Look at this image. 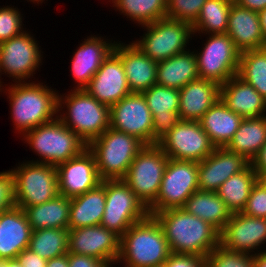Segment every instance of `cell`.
<instances>
[{
  "mask_svg": "<svg viewBox=\"0 0 266 267\" xmlns=\"http://www.w3.org/2000/svg\"><path fill=\"white\" fill-rule=\"evenodd\" d=\"M154 216L173 254L206 257L220 244V232L215 227L183 208L166 209Z\"/></svg>",
  "mask_w": 266,
  "mask_h": 267,
  "instance_id": "obj_1",
  "label": "cell"
},
{
  "mask_svg": "<svg viewBox=\"0 0 266 267\" xmlns=\"http://www.w3.org/2000/svg\"><path fill=\"white\" fill-rule=\"evenodd\" d=\"M10 101L11 119L22 136L57 118L58 92L42 82L12 83L4 90Z\"/></svg>",
  "mask_w": 266,
  "mask_h": 267,
  "instance_id": "obj_2",
  "label": "cell"
},
{
  "mask_svg": "<svg viewBox=\"0 0 266 267\" xmlns=\"http://www.w3.org/2000/svg\"><path fill=\"white\" fill-rule=\"evenodd\" d=\"M171 251L161 224L154 215L134 223L120 237L117 263L123 267H153L162 265Z\"/></svg>",
  "mask_w": 266,
  "mask_h": 267,
  "instance_id": "obj_3",
  "label": "cell"
},
{
  "mask_svg": "<svg viewBox=\"0 0 266 267\" xmlns=\"http://www.w3.org/2000/svg\"><path fill=\"white\" fill-rule=\"evenodd\" d=\"M63 95L58 94L57 118L87 145L110 127V107L92 97L85 89H72Z\"/></svg>",
  "mask_w": 266,
  "mask_h": 267,
  "instance_id": "obj_4",
  "label": "cell"
},
{
  "mask_svg": "<svg viewBox=\"0 0 266 267\" xmlns=\"http://www.w3.org/2000/svg\"><path fill=\"white\" fill-rule=\"evenodd\" d=\"M145 146L137 137L108 128L92 140L87 148L93 153L101 180L123 179Z\"/></svg>",
  "mask_w": 266,
  "mask_h": 267,
  "instance_id": "obj_5",
  "label": "cell"
},
{
  "mask_svg": "<svg viewBox=\"0 0 266 267\" xmlns=\"http://www.w3.org/2000/svg\"><path fill=\"white\" fill-rule=\"evenodd\" d=\"M23 139L41 158L30 162L53 166L66 162L87 148V144L58 118L27 131Z\"/></svg>",
  "mask_w": 266,
  "mask_h": 267,
  "instance_id": "obj_6",
  "label": "cell"
},
{
  "mask_svg": "<svg viewBox=\"0 0 266 267\" xmlns=\"http://www.w3.org/2000/svg\"><path fill=\"white\" fill-rule=\"evenodd\" d=\"M168 159L158 144L145 145L122 179L146 208L157 198Z\"/></svg>",
  "mask_w": 266,
  "mask_h": 267,
  "instance_id": "obj_7",
  "label": "cell"
},
{
  "mask_svg": "<svg viewBox=\"0 0 266 267\" xmlns=\"http://www.w3.org/2000/svg\"><path fill=\"white\" fill-rule=\"evenodd\" d=\"M143 27L147 31L133 43L156 62L189 50L186 47L194 34L191 24L169 18L159 19Z\"/></svg>",
  "mask_w": 266,
  "mask_h": 267,
  "instance_id": "obj_8",
  "label": "cell"
},
{
  "mask_svg": "<svg viewBox=\"0 0 266 267\" xmlns=\"http://www.w3.org/2000/svg\"><path fill=\"white\" fill-rule=\"evenodd\" d=\"M11 169L15 176L16 206L22 208L43 204L58 194V176L56 166L21 162Z\"/></svg>",
  "mask_w": 266,
  "mask_h": 267,
  "instance_id": "obj_9",
  "label": "cell"
},
{
  "mask_svg": "<svg viewBox=\"0 0 266 267\" xmlns=\"http://www.w3.org/2000/svg\"><path fill=\"white\" fill-rule=\"evenodd\" d=\"M199 190L198 162L168 159L156 200L147 208L150 215L166 209L182 208Z\"/></svg>",
  "mask_w": 266,
  "mask_h": 267,
  "instance_id": "obj_10",
  "label": "cell"
},
{
  "mask_svg": "<svg viewBox=\"0 0 266 267\" xmlns=\"http://www.w3.org/2000/svg\"><path fill=\"white\" fill-rule=\"evenodd\" d=\"M105 210L100 223L120 237L149 213L135 193L122 180H105Z\"/></svg>",
  "mask_w": 266,
  "mask_h": 267,
  "instance_id": "obj_11",
  "label": "cell"
},
{
  "mask_svg": "<svg viewBox=\"0 0 266 267\" xmlns=\"http://www.w3.org/2000/svg\"><path fill=\"white\" fill-rule=\"evenodd\" d=\"M202 51H194L200 79L223 85L238 75L240 52L225 34H209Z\"/></svg>",
  "mask_w": 266,
  "mask_h": 267,
  "instance_id": "obj_12",
  "label": "cell"
},
{
  "mask_svg": "<svg viewBox=\"0 0 266 267\" xmlns=\"http://www.w3.org/2000/svg\"><path fill=\"white\" fill-rule=\"evenodd\" d=\"M158 145L168 158L180 161L201 162L215 149L200 122L190 120H180Z\"/></svg>",
  "mask_w": 266,
  "mask_h": 267,
  "instance_id": "obj_13",
  "label": "cell"
},
{
  "mask_svg": "<svg viewBox=\"0 0 266 267\" xmlns=\"http://www.w3.org/2000/svg\"><path fill=\"white\" fill-rule=\"evenodd\" d=\"M38 45L34 36L26 30L2 42L0 44V74L9 75L8 77H12L15 83L30 82V79L27 81L28 78L33 76V73L35 74L43 60Z\"/></svg>",
  "mask_w": 266,
  "mask_h": 267,
  "instance_id": "obj_14",
  "label": "cell"
},
{
  "mask_svg": "<svg viewBox=\"0 0 266 267\" xmlns=\"http://www.w3.org/2000/svg\"><path fill=\"white\" fill-rule=\"evenodd\" d=\"M110 128L152 145L153 116L142 93H130L110 106Z\"/></svg>",
  "mask_w": 266,
  "mask_h": 267,
  "instance_id": "obj_15",
  "label": "cell"
},
{
  "mask_svg": "<svg viewBox=\"0 0 266 267\" xmlns=\"http://www.w3.org/2000/svg\"><path fill=\"white\" fill-rule=\"evenodd\" d=\"M120 252V236L102 225L69 229L68 253L88 255L115 264Z\"/></svg>",
  "mask_w": 266,
  "mask_h": 267,
  "instance_id": "obj_16",
  "label": "cell"
},
{
  "mask_svg": "<svg viewBox=\"0 0 266 267\" xmlns=\"http://www.w3.org/2000/svg\"><path fill=\"white\" fill-rule=\"evenodd\" d=\"M60 195L73 198L101 184L93 153L84 149L79 155L56 166Z\"/></svg>",
  "mask_w": 266,
  "mask_h": 267,
  "instance_id": "obj_17",
  "label": "cell"
},
{
  "mask_svg": "<svg viewBox=\"0 0 266 267\" xmlns=\"http://www.w3.org/2000/svg\"><path fill=\"white\" fill-rule=\"evenodd\" d=\"M266 242V218L232 213L220 232V245L231 251L256 255ZM254 252V254H253Z\"/></svg>",
  "mask_w": 266,
  "mask_h": 267,
  "instance_id": "obj_18",
  "label": "cell"
},
{
  "mask_svg": "<svg viewBox=\"0 0 266 267\" xmlns=\"http://www.w3.org/2000/svg\"><path fill=\"white\" fill-rule=\"evenodd\" d=\"M84 89L109 107L131 93L121 59L113 51Z\"/></svg>",
  "mask_w": 266,
  "mask_h": 267,
  "instance_id": "obj_19",
  "label": "cell"
},
{
  "mask_svg": "<svg viewBox=\"0 0 266 267\" xmlns=\"http://www.w3.org/2000/svg\"><path fill=\"white\" fill-rule=\"evenodd\" d=\"M249 164L238 153L226 147H215L208 157L198 162L199 190L217 192L228 178L243 171Z\"/></svg>",
  "mask_w": 266,
  "mask_h": 267,
  "instance_id": "obj_20",
  "label": "cell"
},
{
  "mask_svg": "<svg viewBox=\"0 0 266 267\" xmlns=\"http://www.w3.org/2000/svg\"><path fill=\"white\" fill-rule=\"evenodd\" d=\"M142 94L153 116L152 144H158L180 121L179 90L155 84Z\"/></svg>",
  "mask_w": 266,
  "mask_h": 267,
  "instance_id": "obj_21",
  "label": "cell"
},
{
  "mask_svg": "<svg viewBox=\"0 0 266 267\" xmlns=\"http://www.w3.org/2000/svg\"><path fill=\"white\" fill-rule=\"evenodd\" d=\"M117 41L113 52L121 59L131 93H143L157 84V65L145 55L133 42L129 44Z\"/></svg>",
  "mask_w": 266,
  "mask_h": 267,
  "instance_id": "obj_22",
  "label": "cell"
},
{
  "mask_svg": "<svg viewBox=\"0 0 266 267\" xmlns=\"http://www.w3.org/2000/svg\"><path fill=\"white\" fill-rule=\"evenodd\" d=\"M86 38L76 49L71 60L72 78L77 83L73 89H84L89 84L103 61L112 53L116 42L105 41V37H96L92 34Z\"/></svg>",
  "mask_w": 266,
  "mask_h": 267,
  "instance_id": "obj_23",
  "label": "cell"
},
{
  "mask_svg": "<svg viewBox=\"0 0 266 267\" xmlns=\"http://www.w3.org/2000/svg\"><path fill=\"white\" fill-rule=\"evenodd\" d=\"M226 34L240 53L266 48L259 13L232 3Z\"/></svg>",
  "mask_w": 266,
  "mask_h": 267,
  "instance_id": "obj_24",
  "label": "cell"
},
{
  "mask_svg": "<svg viewBox=\"0 0 266 267\" xmlns=\"http://www.w3.org/2000/svg\"><path fill=\"white\" fill-rule=\"evenodd\" d=\"M32 228L22 208L0 213V260H14L29 246Z\"/></svg>",
  "mask_w": 266,
  "mask_h": 267,
  "instance_id": "obj_25",
  "label": "cell"
},
{
  "mask_svg": "<svg viewBox=\"0 0 266 267\" xmlns=\"http://www.w3.org/2000/svg\"><path fill=\"white\" fill-rule=\"evenodd\" d=\"M220 99L231 111L243 118L266 115V99L238 75L220 86Z\"/></svg>",
  "mask_w": 266,
  "mask_h": 267,
  "instance_id": "obj_26",
  "label": "cell"
},
{
  "mask_svg": "<svg viewBox=\"0 0 266 267\" xmlns=\"http://www.w3.org/2000/svg\"><path fill=\"white\" fill-rule=\"evenodd\" d=\"M220 99V85L197 79L179 90L180 120L199 121L202 116Z\"/></svg>",
  "mask_w": 266,
  "mask_h": 267,
  "instance_id": "obj_27",
  "label": "cell"
},
{
  "mask_svg": "<svg viewBox=\"0 0 266 267\" xmlns=\"http://www.w3.org/2000/svg\"><path fill=\"white\" fill-rule=\"evenodd\" d=\"M105 202V180L96 188L70 198L68 229L100 225Z\"/></svg>",
  "mask_w": 266,
  "mask_h": 267,
  "instance_id": "obj_28",
  "label": "cell"
},
{
  "mask_svg": "<svg viewBox=\"0 0 266 267\" xmlns=\"http://www.w3.org/2000/svg\"><path fill=\"white\" fill-rule=\"evenodd\" d=\"M244 118L231 111L219 99L199 120L215 147H226Z\"/></svg>",
  "mask_w": 266,
  "mask_h": 267,
  "instance_id": "obj_29",
  "label": "cell"
},
{
  "mask_svg": "<svg viewBox=\"0 0 266 267\" xmlns=\"http://www.w3.org/2000/svg\"><path fill=\"white\" fill-rule=\"evenodd\" d=\"M200 79L194 51L187 50L158 62L157 84L180 90L189 82Z\"/></svg>",
  "mask_w": 266,
  "mask_h": 267,
  "instance_id": "obj_30",
  "label": "cell"
},
{
  "mask_svg": "<svg viewBox=\"0 0 266 267\" xmlns=\"http://www.w3.org/2000/svg\"><path fill=\"white\" fill-rule=\"evenodd\" d=\"M266 143V115L244 118L226 148L250 163Z\"/></svg>",
  "mask_w": 266,
  "mask_h": 267,
  "instance_id": "obj_31",
  "label": "cell"
},
{
  "mask_svg": "<svg viewBox=\"0 0 266 267\" xmlns=\"http://www.w3.org/2000/svg\"><path fill=\"white\" fill-rule=\"evenodd\" d=\"M187 213L208 222L219 232L223 230L232 213L217 192L195 191L182 207Z\"/></svg>",
  "mask_w": 266,
  "mask_h": 267,
  "instance_id": "obj_32",
  "label": "cell"
},
{
  "mask_svg": "<svg viewBox=\"0 0 266 267\" xmlns=\"http://www.w3.org/2000/svg\"><path fill=\"white\" fill-rule=\"evenodd\" d=\"M32 231L45 228L68 229L70 198L58 194L43 204L24 209Z\"/></svg>",
  "mask_w": 266,
  "mask_h": 267,
  "instance_id": "obj_33",
  "label": "cell"
},
{
  "mask_svg": "<svg viewBox=\"0 0 266 267\" xmlns=\"http://www.w3.org/2000/svg\"><path fill=\"white\" fill-rule=\"evenodd\" d=\"M257 182V173L249 164L243 171L232 175L218 189L217 194L231 213L244 209L253 185Z\"/></svg>",
  "mask_w": 266,
  "mask_h": 267,
  "instance_id": "obj_34",
  "label": "cell"
},
{
  "mask_svg": "<svg viewBox=\"0 0 266 267\" xmlns=\"http://www.w3.org/2000/svg\"><path fill=\"white\" fill-rule=\"evenodd\" d=\"M232 3L227 0H207L192 25L193 33L225 34Z\"/></svg>",
  "mask_w": 266,
  "mask_h": 267,
  "instance_id": "obj_35",
  "label": "cell"
},
{
  "mask_svg": "<svg viewBox=\"0 0 266 267\" xmlns=\"http://www.w3.org/2000/svg\"><path fill=\"white\" fill-rule=\"evenodd\" d=\"M69 229L45 228L32 231L28 248L48 260L68 254Z\"/></svg>",
  "mask_w": 266,
  "mask_h": 267,
  "instance_id": "obj_36",
  "label": "cell"
},
{
  "mask_svg": "<svg viewBox=\"0 0 266 267\" xmlns=\"http://www.w3.org/2000/svg\"><path fill=\"white\" fill-rule=\"evenodd\" d=\"M167 0H113V7L134 23L139 25L151 24L166 18Z\"/></svg>",
  "mask_w": 266,
  "mask_h": 267,
  "instance_id": "obj_37",
  "label": "cell"
},
{
  "mask_svg": "<svg viewBox=\"0 0 266 267\" xmlns=\"http://www.w3.org/2000/svg\"><path fill=\"white\" fill-rule=\"evenodd\" d=\"M238 76L266 99V48L240 53Z\"/></svg>",
  "mask_w": 266,
  "mask_h": 267,
  "instance_id": "obj_38",
  "label": "cell"
},
{
  "mask_svg": "<svg viewBox=\"0 0 266 267\" xmlns=\"http://www.w3.org/2000/svg\"><path fill=\"white\" fill-rule=\"evenodd\" d=\"M206 267H254V255L215 247L206 257Z\"/></svg>",
  "mask_w": 266,
  "mask_h": 267,
  "instance_id": "obj_39",
  "label": "cell"
},
{
  "mask_svg": "<svg viewBox=\"0 0 266 267\" xmlns=\"http://www.w3.org/2000/svg\"><path fill=\"white\" fill-rule=\"evenodd\" d=\"M207 0H167L166 18L191 25L199 17L202 6Z\"/></svg>",
  "mask_w": 266,
  "mask_h": 267,
  "instance_id": "obj_40",
  "label": "cell"
},
{
  "mask_svg": "<svg viewBox=\"0 0 266 267\" xmlns=\"http://www.w3.org/2000/svg\"><path fill=\"white\" fill-rule=\"evenodd\" d=\"M22 17L18 8L14 6L0 7V44L25 31Z\"/></svg>",
  "mask_w": 266,
  "mask_h": 267,
  "instance_id": "obj_41",
  "label": "cell"
},
{
  "mask_svg": "<svg viewBox=\"0 0 266 267\" xmlns=\"http://www.w3.org/2000/svg\"><path fill=\"white\" fill-rule=\"evenodd\" d=\"M241 213L250 217L266 218V188L258 181L253 185Z\"/></svg>",
  "mask_w": 266,
  "mask_h": 267,
  "instance_id": "obj_42",
  "label": "cell"
},
{
  "mask_svg": "<svg viewBox=\"0 0 266 267\" xmlns=\"http://www.w3.org/2000/svg\"><path fill=\"white\" fill-rule=\"evenodd\" d=\"M16 207L15 176L12 170L0 172V213Z\"/></svg>",
  "mask_w": 266,
  "mask_h": 267,
  "instance_id": "obj_43",
  "label": "cell"
},
{
  "mask_svg": "<svg viewBox=\"0 0 266 267\" xmlns=\"http://www.w3.org/2000/svg\"><path fill=\"white\" fill-rule=\"evenodd\" d=\"M164 264L166 267H206V258L196 255L171 253Z\"/></svg>",
  "mask_w": 266,
  "mask_h": 267,
  "instance_id": "obj_44",
  "label": "cell"
},
{
  "mask_svg": "<svg viewBox=\"0 0 266 267\" xmlns=\"http://www.w3.org/2000/svg\"><path fill=\"white\" fill-rule=\"evenodd\" d=\"M69 267H113L112 264L88 255L68 253Z\"/></svg>",
  "mask_w": 266,
  "mask_h": 267,
  "instance_id": "obj_45",
  "label": "cell"
},
{
  "mask_svg": "<svg viewBox=\"0 0 266 267\" xmlns=\"http://www.w3.org/2000/svg\"><path fill=\"white\" fill-rule=\"evenodd\" d=\"M16 260L23 267H46L47 260L34 253L29 248L24 249L17 257Z\"/></svg>",
  "mask_w": 266,
  "mask_h": 267,
  "instance_id": "obj_46",
  "label": "cell"
},
{
  "mask_svg": "<svg viewBox=\"0 0 266 267\" xmlns=\"http://www.w3.org/2000/svg\"><path fill=\"white\" fill-rule=\"evenodd\" d=\"M250 164L254 168V171L257 173V176L260 173L266 172V143L263 145L261 150L258 152V154Z\"/></svg>",
  "mask_w": 266,
  "mask_h": 267,
  "instance_id": "obj_47",
  "label": "cell"
},
{
  "mask_svg": "<svg viewBox=\"0 0 266 267\" xmlns=\"http://www.w3.org/2000/svg\"><path fill=\"white\" fill-rule=\"evenodd\" d=\"M237 4L258 13L266 9V0H238Z\"/></svg>",
  "mask_w": 266,
  "mask_h": 267,
  "instance_id": "obj_48",
  "label": "cell"
},
{
  "mask_svg": "<svg viewBox=\"0 0 266 267\" xmlns=\"http://www.w3.org/2000/svg\"><path fill=\"white\" fill-rule=\"evenodd\" d=\"M46 267H69L68 254L47 260Z\"/></svg>",
  "mask_w": 266,
  "mask_h": 267,
  "instance_id": "obj_49",
  "label": "cell"
},
{
  "mask_svg": "<svg viewBox=\"0 0 266 267\" xmlns=\"http://www.w3.org/2000/svg\"><path fill=\"white\" fill-rule=\"evenodd\" d=\"M254 267H266V250L258 252L254 255Z\"/></svg>",
  "mask_w": 266,
  "mask_h": 267,
  "instance_id": "obj_50",
  "label": "cell"
},
{
  "mask_svg": "<svg viewBox=\"0 0 266 267\" xmlns=\"http://www.w3.org/2000/svg\"><path fill=\"white\" fill-rule=\"evenodd\" d=\"M259 17H260L262 34H263V37H264L265 43H266V9L259 12Z\"/></svg>",
  "mask_w": 266,
  "mask_h": 267,
  "instance_id": "obj_51",
  "label": "cell"
},
{
  "mask_svg": "<svg viewBox=\"0 0 266 267\" xmlns=\"http://www.w3.org/2000/svg\"><path fill=\"white\" fill-rule=\"evenodd\" d=\"M0 267H23L16 259L0 260Z\"/></svg>",
  "mask_w": 266,
  "mask_h": 267,
  "instance_id": "obj_52",
  "label": "cell"
},
{
  "mask_svg": "<svg viewBox=\"0 0 266 267\" xmlns=\"http://www.w3.org/2000/svg\"><path fill=\"white\" fill-rule=\"evenodd\" d=\"M257 181L266 188V172L265 173H260L257 176Z\"/></svg>",
  "mask_w": 266,
  "mask_h": 267,
  "instance_id": "obj_53",
  "label": "cell"
},
{
  "mask_svg": "<svg viewBox=\"0 0 266 267\" xmlns=\"http://www.w3.org/2000/svg\"><path fill=\"white\" fill-rule=\"evenodd\" d=\"M26 1H28V0H26ZM29 1H30V2L32 1L33 3L35 2V4H36V3L39 4V3H42L44 0H29Z\"/></svg>",
  "mask_w": 266,
  "mask_h": 267,
  "instance_id": "obj_54",
  "label": "cell"
},
{
  "mask_svg": "<svg viewBox=\"0 0 266 267\" xmlns=\"http://www.w3.org/2000/svg\"><path fill=\"white\" fill-rule=\"evenodd\" d=\"M0 76H1V75H0ZM0 78H1V77H0ZM1 83H2V82H1V79H0V92H2V91H3L2 89H3V87H4V86H2V84H1ZM1 87H2V88H1Z\"/></svg>",
  "mask_w": 266,
  "mask_h": 267,
  "instance_id": "obj_55",
  "label": "cell"
},
{
  "mask_svg": "<svg viewBox=\"0 0 266 267\" xmlns=\"http://www.w3.org/2000/svg\"><path fill=\"white\" fill-rule=\"evenodd\" d=\"M227 1H229L231 3H237L238 0H227Z\"/></svg>",
  "mask_w": 266,
  "mask_h": 267,
  "instance_id": "obj_56",
  "label": "cell"
},
{
  "mask_svg": "<svg viewBox=\"0 0 266 267\" xmlns=\"http://www.w3.org/2000/svg\"><path fill=\"white\" fill-rule=\"evenodd\" d=\"M153 267H166L165 264L158 265V266H153Z\"/></svg>",
  "mask_w": 266,
  "mask_h": 267,
  "instance_id": "obj_57",
  "label": "cell"
}]
</instances>
